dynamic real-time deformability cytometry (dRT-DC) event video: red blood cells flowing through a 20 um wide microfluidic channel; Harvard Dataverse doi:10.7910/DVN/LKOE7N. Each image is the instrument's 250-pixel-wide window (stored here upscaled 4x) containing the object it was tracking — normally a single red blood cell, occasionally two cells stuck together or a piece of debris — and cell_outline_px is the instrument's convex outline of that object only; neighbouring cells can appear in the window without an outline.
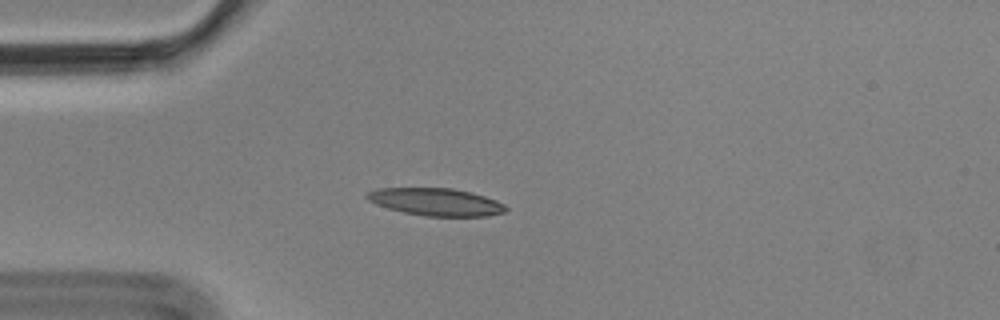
{"species": "Egyptian fruit bat (a non-hibernating species)", "species_latin": "Rousettus aegyptiacus", "temperature_condition": "cold", "stored_images_in_passage": 8, "camera_frame_rate_fps": 3000, "um_per_image_px": 0.085, "animal": {"sex": "male"}, "frame": {"image": 1, "passage_image": 4, "time_ms": 1.0, "image_size_px": [1000, 320], "cell_outline_px": [[508, 208], [504, 212], [488, 216], [424, 216], [404, 212], [388, 208], [376, 204], [368, 200], [364, 196], [368, 192], [380, 188], [452, 188], [472, 192], [496, 200], [504, 204]], "centroid_in_image_um": [37.07, 17.16], "position_along_channel_um": 47.9, "area_um2": 22.2}}
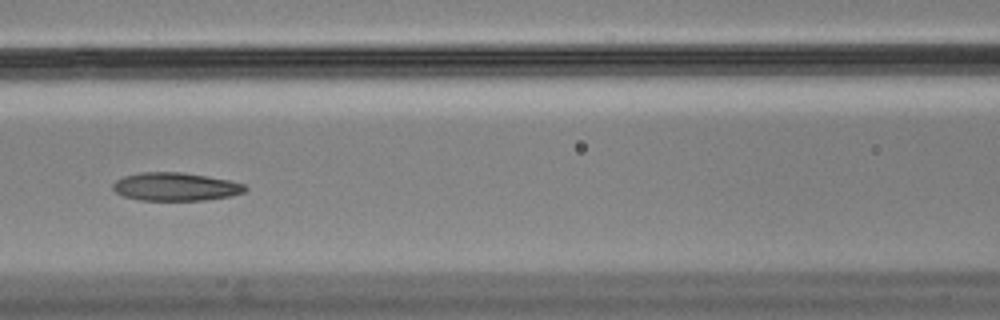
{"frame": {"image": 2, "passage_image": 7, "time_ms": 2.0, "image_size_px": [1000, 320], "cell_outline_px": [[248, 188], [244, 192], [228, 196], [204, 200], [140, 200], [124, 196], [116, 192], [112, 188], [112, 184], [116, 180], [124, 176], [140, 172], [180, 172], [228, 180], [244, 184]], "centroid_in_image_um": [14.88, 15.87], "position_along_channel_um": 151.7, "area_um2": 21.5}}
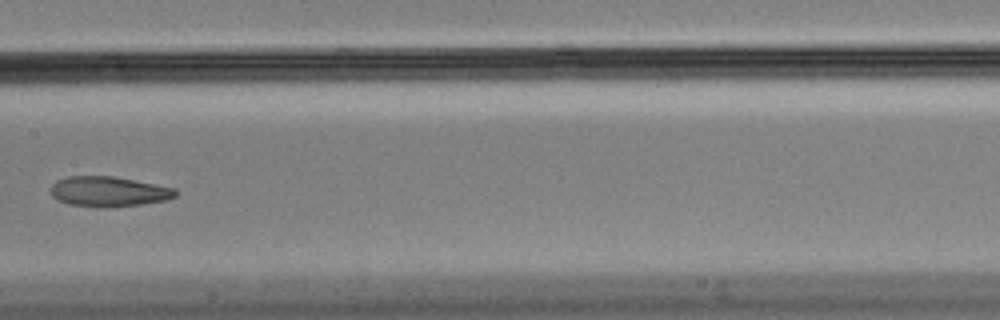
{"frame": {"image": 3, "passage_image": 8, "time_ms": 2.333, "image_size_px": [1000, 320], "cell_outline_px": [[176, 196], [168, 200], [140, 204], [104, 208], [96, 208], [68, 204], [56, 200], [52, 196], [52, 184], [56, 180], [68, 176], [112, 176], [156, 184], [176, 188]], "centroid_in_image_um": [9.22, 16.29], "position_along_channel_um": 198.2, "area_um2": 22.08}}